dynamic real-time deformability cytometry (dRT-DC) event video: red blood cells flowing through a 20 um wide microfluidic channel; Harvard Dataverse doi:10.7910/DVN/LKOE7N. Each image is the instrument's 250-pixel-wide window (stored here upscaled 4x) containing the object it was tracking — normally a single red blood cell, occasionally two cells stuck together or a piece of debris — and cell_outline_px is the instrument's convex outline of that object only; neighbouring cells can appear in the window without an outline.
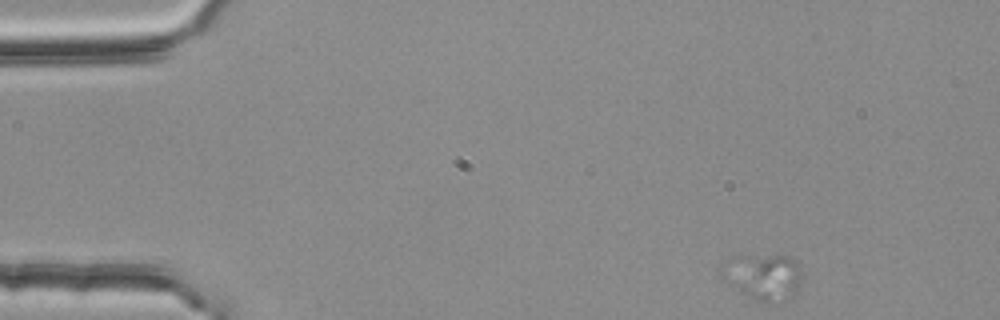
{"species": "common noctule bat (a hibernating species)", "species_latin": "Nyctalus noctula", "temperature_condition": "room temperature", "stored_images_in_passage": 17, "camera_frame_rate_fps": 3000, "um_per_image_px": 0.085, "animal": {"sex": "female", "body_mass_g": 25.1}, "frame": {"image": 1, "passage_image": 1, "time_ms": 0.0, "image_size_px": [1000, 320], "cell_outline_px": [[800, 288], [784, 304], [764, 304], [740, 292], [724, 280], [720, 276], [720, 264], [740, 256], [792, 256], [800, 264]], "centroid_in_image_um": [64.91, 23.57], "position_along_channel_um": 20.1, "area_um2": 22.14}}
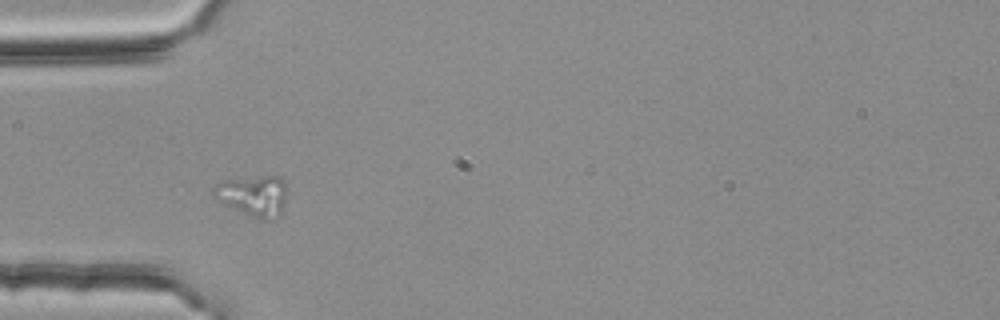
{"frame": {"image": 2, "passage_image": 12, "time_ms": 3.667, "image_size_px": [1000, 320], "cell_outline_px": [[288, 200], [280, 216], [268, 220], [264, 220], [252, 216], [216, 200], [212, 196], [212, 188], [216, 184], [224, 180], [264, 176], [280, 176], [284, 180]], "centroid_in_image_um": [21.57, 16.63], "position_along_channel_um": 63.4, "area_um2": 17.69}}